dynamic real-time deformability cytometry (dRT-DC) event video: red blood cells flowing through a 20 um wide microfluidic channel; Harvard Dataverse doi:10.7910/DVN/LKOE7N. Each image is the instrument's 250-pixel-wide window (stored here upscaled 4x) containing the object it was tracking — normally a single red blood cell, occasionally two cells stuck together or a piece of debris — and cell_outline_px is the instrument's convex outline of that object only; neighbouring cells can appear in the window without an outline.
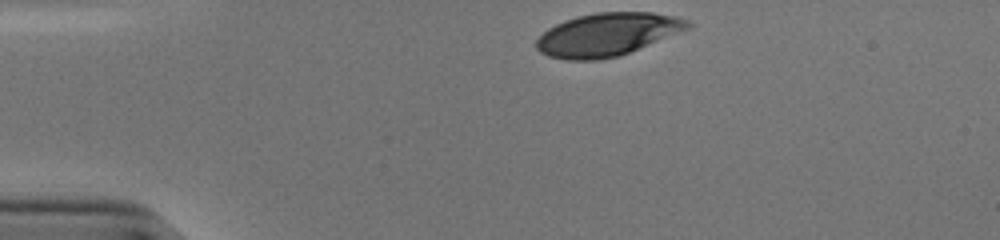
{"species": "human", "species_latin": "Homo sapiens", "temperature_condition": "cold", "stored_images_in_passage": 33, "camera_frame_rate_fps": 3000, "um_per_image_px": 0.085, "donor": {"sex": "male"}, "frame": {"image": 1, "passage_image": 1, "time_ms": 0.0, "image_size_px": [1000, 240], "cell_outline_px": [[692, 24], [688, 28], [620, 56], [596, 60], [564, 60], [548, 56], [540, 52], [536, 48], [536, 40], [548, 28], [564, 20], [576, 16], [596, 12], [652, 12], [676, 16], [688, 20]], "centroid_in_image_um": [51.58, 2.93], "position_along_channel_um": 33.4, "area_um2": 37.8}}
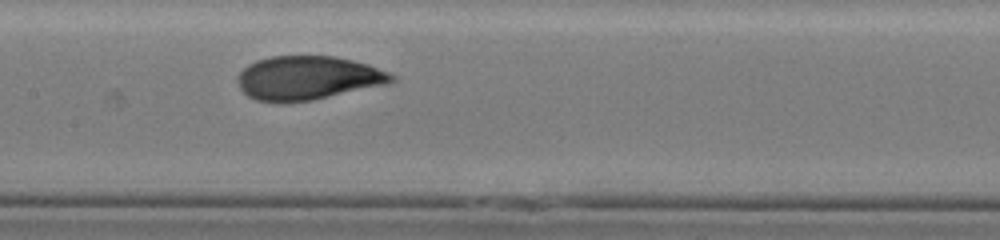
{"frame": {"image": 2, "passage_image": 17, "time_ms": 5.333, "image_size_px": [1000, 240], "cell_outline_px": [[396, 80], [388, 84], [312, 100], [284, 104], [256, 100], [248, 96], [240, 88], [236, 80], [236, 76], [248, 64], [256, 60], [272, 56], [332, 56], [352, 60], [368, 64], [388, 72], [396, 76]], "centroid_in_image_um": [26.14, 6.64], "position_along_channel_um": 181.3, "area_um2": 39.65}}
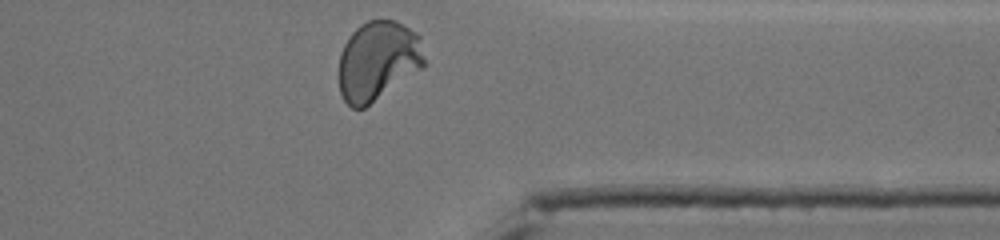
{"frame": {"image": 3, "passage_image": 33, "time_ms": 10.667, "image_size_px": [1000, 240], "cell_outline_px": [[424, 68], [364, 108], [352, 108], [344, 100], [340, 92], [340, 52], [344, 44], [352, 32], [360, 24], [368, 20], [396, 20], [416, 32], [420, 36], [424, 60]], "centroid_in_image_um": [32.13, 5.16], "position_along_channel_um": 379.3, "area_um2": 39.65}, "authors_computed_cell_mechanics": {"area_um2": 39.3618, "velocity_mm_per_s": 3.8014, "shape_relaxation_time_tau1_ms": 4.6895, "shape_relaxation_time_tau2_ms": null, "deformation_change_tau1": 0.1883, "deformation_change_tau2": null}}